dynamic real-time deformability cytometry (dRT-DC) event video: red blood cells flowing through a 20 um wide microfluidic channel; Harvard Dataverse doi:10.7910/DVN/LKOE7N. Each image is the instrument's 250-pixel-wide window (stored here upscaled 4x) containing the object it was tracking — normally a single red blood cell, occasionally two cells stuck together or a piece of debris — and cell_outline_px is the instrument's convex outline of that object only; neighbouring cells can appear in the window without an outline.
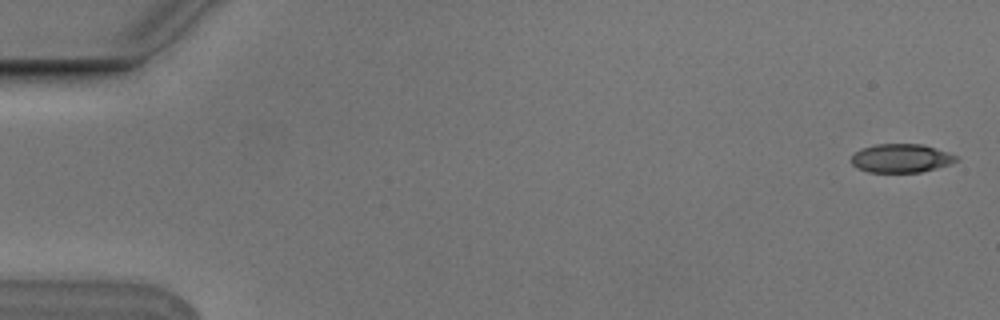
{"species": "Egyptian fruit bat (a non-hibernating species)", "species_latin": "Rousettus aegyptiacus", "temperature_condition": "cold", "stored_images_in_passage": 6, "camera_frame_rate_fps": 3000, "um_per_image_px": 0.085, "animal": {"sex": "male"}, "frame": {"image": 1, "passage_image": 1, "time_ms": 0.0, "image_size_px": [1000, 320], "cell_outline_px": [[960, 160], [952, 164], [920, 172], [868, 172], [856, 168], [852, 164], [852, 156], [860, 148], [876, 144], [924, 144], [948, 152], [956, 156]], "centroid_in_image_um": [76.61, 13.45], "position_along_channel_um": 8.4, "area_um2": 17.63}}
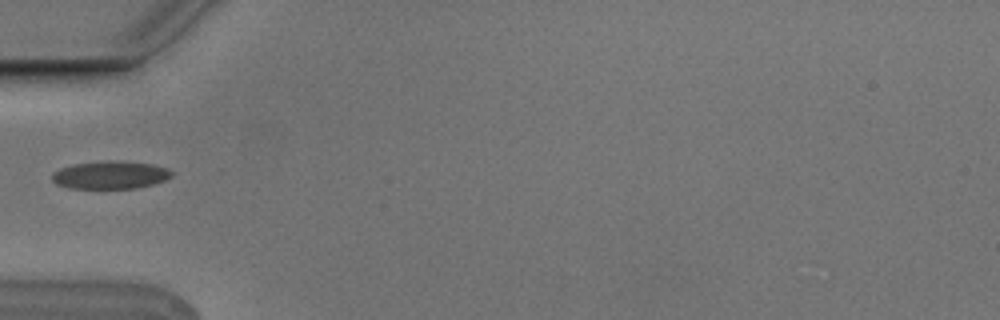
{"frame": {"image": 2, "passage_image": 5, "time_ms": 1.333, "image_size_px": [1000, 320], "cell_outline_px": [[172, 176], [164, 180], [152, 184], [136, 188], [68, 188], [56, 184], [52, 180], [52, 172], [60, 168], [72, 164], [100, 160], [120, 160], [152, 164], [168, 168], [172, 172]], "centroid_in_image_um": [9.34, 14.85], "position_along_channel_um": 75.7, "area_um2": 19.65}}